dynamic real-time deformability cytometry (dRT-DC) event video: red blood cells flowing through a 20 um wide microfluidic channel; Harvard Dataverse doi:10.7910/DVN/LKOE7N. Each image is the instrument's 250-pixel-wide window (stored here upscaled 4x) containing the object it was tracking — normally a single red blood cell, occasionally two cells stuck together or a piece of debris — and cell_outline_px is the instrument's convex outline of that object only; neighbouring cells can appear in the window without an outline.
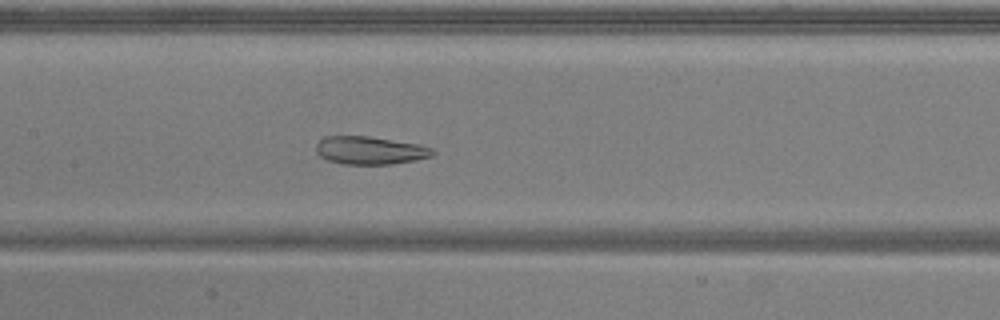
{"species": "common noctule bat (a hibernating species)", "species_latin": "Nyctalus noctula", "temperature_condition": "warm", "stored_images_in_passage": 53, "camera_frame_rate_fps": 3000, "um_per_image_px": 0.085, "animal": {"sex": "male", "body_mass_g": 20.5, "forearm_length_mm": 52.5}, "frame": {"image": 1, "passage_image": 25, "time_ms": 8.0, "image_size_px": [1000, 320], "cell_outline_px": [[436, 152], [432, 156], [416, 160], [392, 164], [340, 164], [328, 160], [320, 156], [316, 152], [316, 144], [324, 136], [368, 136], [416, 144], [432, 148]], "centroid_in_image_um": [31.43, 12.79], "position_along_channel_um": 176.0, "area_um2": 18.96}}
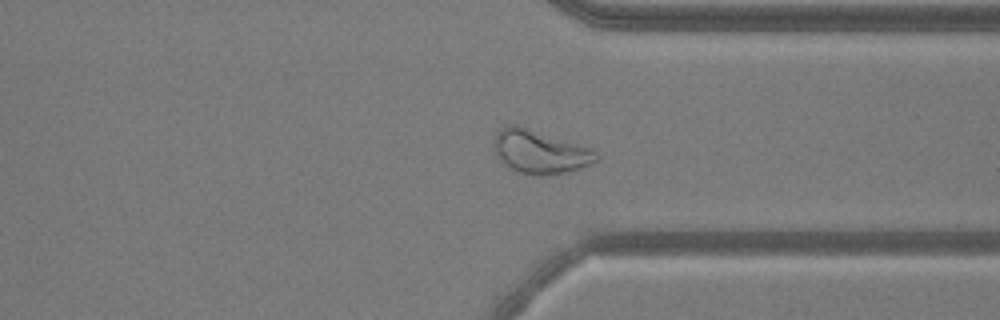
{"frame": {"image": 2, "passage_image": 40, "time_ms": 13.0, "image_size_px": [1000, 320], "cell_outline_px": [[600, 160], [592, 164], [568, 172], [552, 176], [532, 176], [520, 172], [504, 164], [496, 156], [492, 144], [492, 140], [496, 132], [504, 124], [516, 124], [592, 148], [600, 156]], "centroid_in_image_um": [45.88, 12.91], "position_along_channel_um": 365.5, "area_um2": 26.59}}
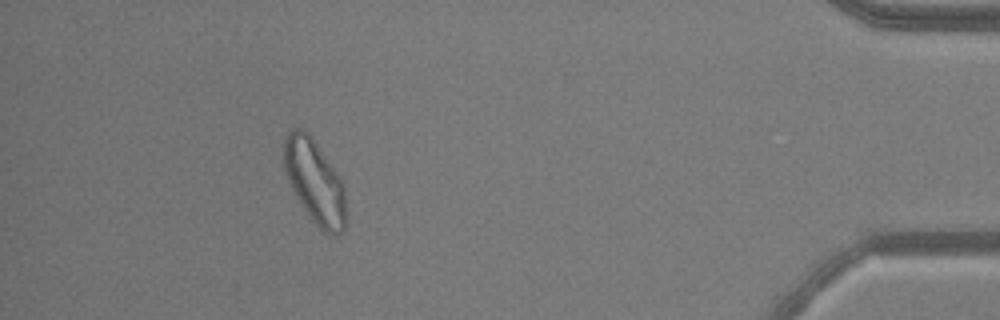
{"frame": {"image": 3, "passage_image": 48, "time_ms": 15.667, "image_size_px": [1000, 320], "cell_outline_px": [[348, 224], [344, 232], [336, 236], [332, 236], [324, 232], [316, 224], [304, 208], [292, 188], [284, 168], [284, 140], [288, 132], [292, 128], [304, 128], [308, 132], [336, 172], [344, 188]], "centroid_in_image_um": [26.79, 15.48], "position_along_channel_um": 408.4, "area_um2": 30.17}, "authors_computed_cell_mechanics": {"area_um2": 27.6862, "velocity_mm_per_s": 3.8134, "shape_relaxation_time_tau1_ms": null, "shape_relaxation_time_tau2_ms": 2.916, "deformation_change_tau1": null, "deformation_change_tau2": 0.1097}}